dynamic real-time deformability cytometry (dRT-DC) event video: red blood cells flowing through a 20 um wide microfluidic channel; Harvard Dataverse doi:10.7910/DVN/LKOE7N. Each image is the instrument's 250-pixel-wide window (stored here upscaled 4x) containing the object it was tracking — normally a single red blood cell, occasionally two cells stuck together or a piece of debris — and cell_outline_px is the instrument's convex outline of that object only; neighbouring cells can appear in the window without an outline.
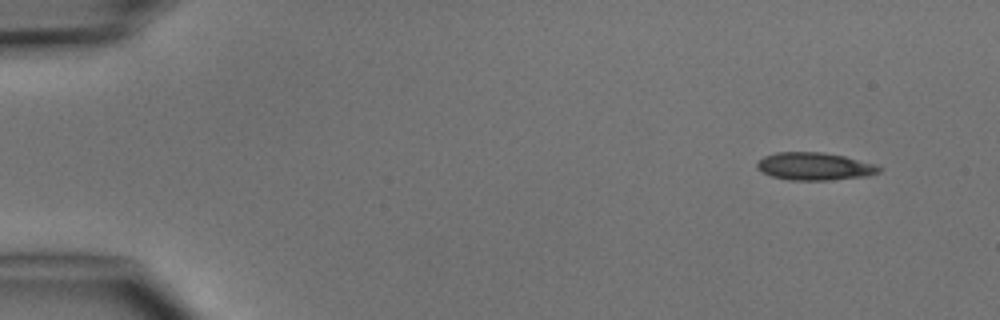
{"species": "common noctule bat (a hibernating species)", "species_latin": "Nyctalus noctula", "temperature_condition": "cold", "stored_images_in_passage": 4, "camera_frame_rate_fps": 3000, "um_per_image_px": 0.085, "animal": {"sex": "male", "body_mass_g": 15.6}, "frame": {"image": 1, "passage_image": 1, "time_ms": 0.0, "image_size_px": [1000, 320], "cell_outline_px": [[880, 172], [868, 176], [828, 180], [788, 180], [772, 176], [756, 168], [756, 160], [764, 156], [776, 152], [824, 152], [844, 156], [876, 164], [880, 168]], "centroid_in_image_um": [69.21, 14.13], "position_along_channel_um": 15.8, "area_um2": 19.77}}
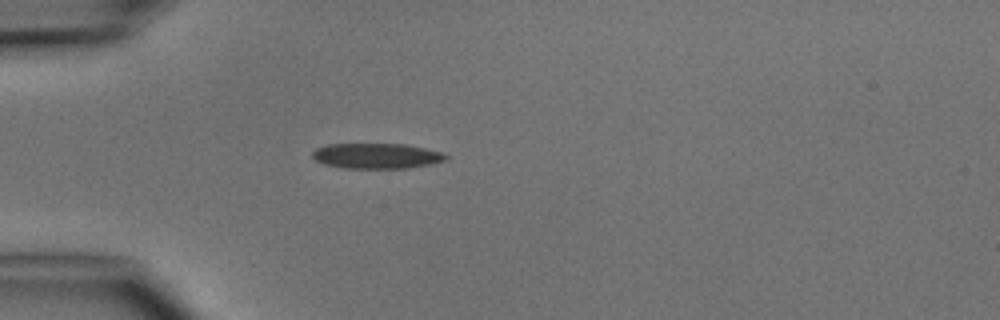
{"frame": {"image": 2, "passage_image": 4, "time_ms": 3.333, "image_size_px": [1000, 320], "cell_outline_px": [[448, 160], [432, 164], [408, 168], [344, 168], [324, 164], [316, 160], [312, 156], [312, 152], [316, 148], [328, 144], [408, 144], [440, 152], [448, 156]], "centroid_in_image_um": [32.02, 13.25], "position_along_channel_um": 53.0, "area_um2": 19.77}}